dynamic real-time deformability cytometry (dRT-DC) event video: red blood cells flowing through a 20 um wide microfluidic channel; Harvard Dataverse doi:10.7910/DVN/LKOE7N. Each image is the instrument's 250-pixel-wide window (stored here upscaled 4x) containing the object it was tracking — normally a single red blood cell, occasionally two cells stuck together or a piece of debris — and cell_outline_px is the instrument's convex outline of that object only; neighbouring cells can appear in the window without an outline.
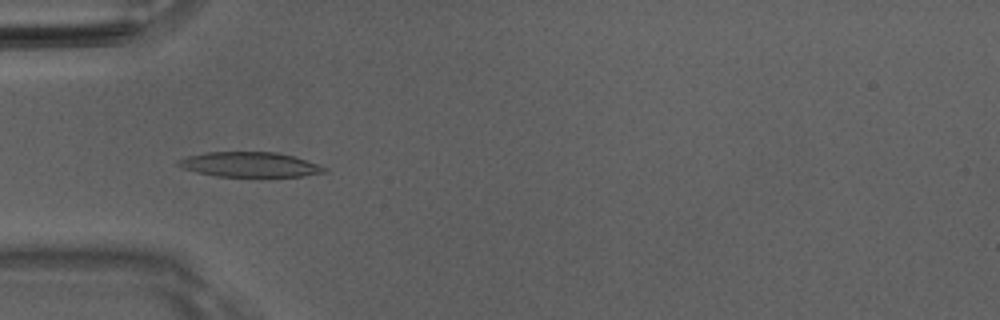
{"species": "Egyptian fruit bat (a non-hibernating species)", "species_latin": "Rousettus aegyptiacus", "temperature_condition": "room temperature", "stored_images_in_passage": 47, "camera_frame_rate_fps": 3000, "um_per_image_px": 0.085, "animal": {"sex": "male"}, "frame": {"image": 1, "passage_image": 13, "time_ms": 4.0, "image_size_px": [1000, 320], "cell_outline_px": [[328, 172], [304, 176], [216, 176], [196, 172], [184, 168], [176, 164], [176, 160], [188, 156], [204, 152], [276, 152], [292, 156], [328, 168]], "centroid_in_image_um": [21.21, 13.98], "position_along_channel_um": 63.8, "area_um2": 21.04}}
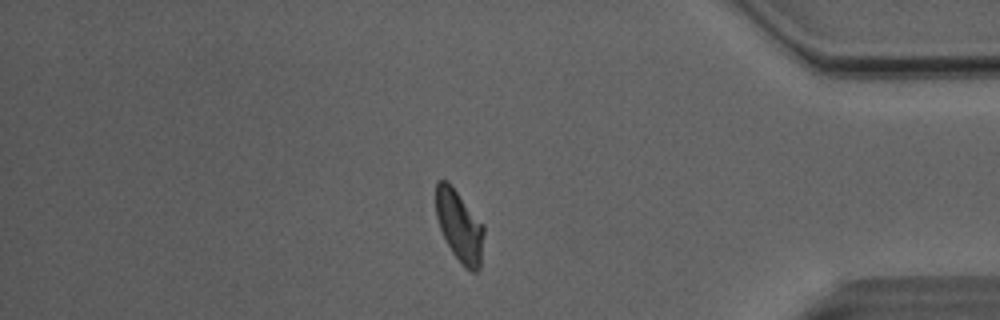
{"frame": {"image": 2, "passage_image": 40, "time_ms": 13.0, "image_size_px": [1000, 320], "cell_outline_px": [[484, 232], [480, 268], [476, 272], [472, 272], [452, 252], [440, 228], [436, 216], [436, 180], [444, 180], [456, 192], [484, 224]], "centroid_in_image_um": [39.06, 19.22], "position_along_channel_um": 396.1, "area_um2": 19.36}}
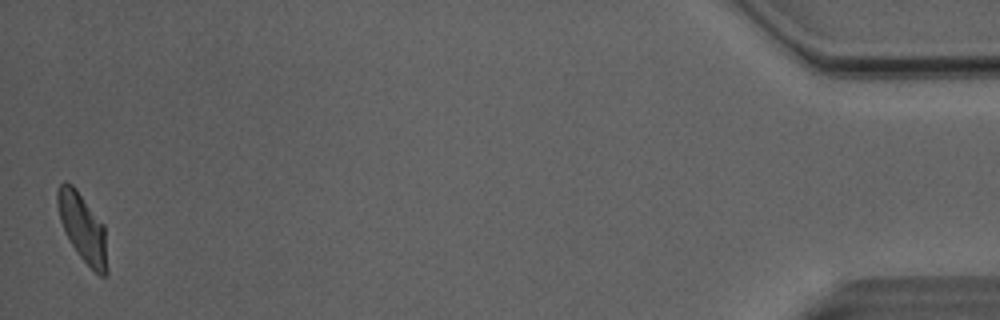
{"frame": {"image": 3, "passage_image": 47, "time_ms": 15.333, "image_size_px": [1000, 320], "cell_outline_px": [[108, 272], [104, 276], [100, 276], [80, 256], [64, 232], [60, 220], [56, 204], [56, 188], [64, 180], [72, 184], [76, 188], [104, 224], [108, 268]], "centroid_in_image_um": [7.01, 19.31], "position_along_channel_um": 428.2, "area_um2": 19.88}, "authors_computed_cell_mechanics": {"area_um2": 20.4034, "velocity_mm_per_s": 4.0535, "shape_relaxation_time_tau1_ms": 4.1014, "shape_relaxation_time_tau2_ms": 3.1313, "deformation_change_tau1": 0.1605, "deformation_change_tau2": 0.0988}}